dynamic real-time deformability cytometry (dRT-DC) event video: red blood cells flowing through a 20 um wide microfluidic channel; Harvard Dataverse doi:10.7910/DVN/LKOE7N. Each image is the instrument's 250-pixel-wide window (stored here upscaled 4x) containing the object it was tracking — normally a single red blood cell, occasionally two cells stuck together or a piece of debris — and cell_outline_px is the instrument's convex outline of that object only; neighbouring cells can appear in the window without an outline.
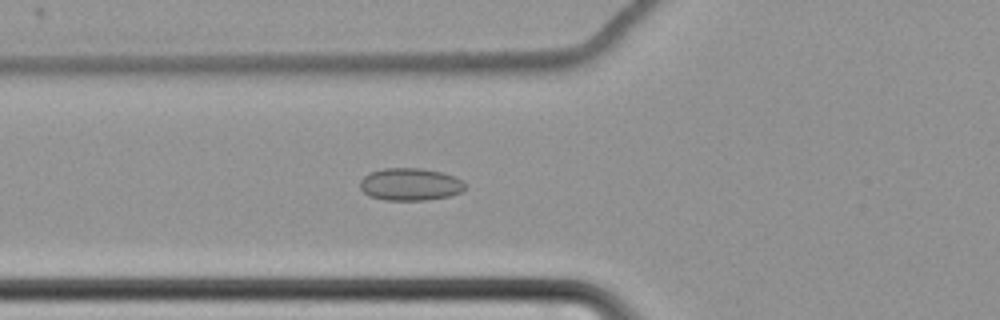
{"species": "common noctule bat (a hibernating species)", "species_latin": "Nyctalus noctula", "temperature_condition": "cold", "stored_images_in_passage": 59, "camera_frame_rate_fps": 3000, "um_per_image_px": 0.085, "animal": {"sex": "female", "body_mass_g": 22.7, "forearm_length_mm": 54.2}, "frame": {"image": 1, "passage_image": 22, "time_ms": 7.0, "image_size_px": [1000, 320], "cell_outline_px": [[468, 188], [460, 192], [448, 196], [424, 200], [384, 200], [368, 196], [360, 188], [360, 180], [368, 172], [384, 168], [424, 168], [444, 172], [468, 184]], "centroid_in_image_um": [34.86, 15.66], "position_along_channel_um": 90.9, "area_um2": 20.11}}
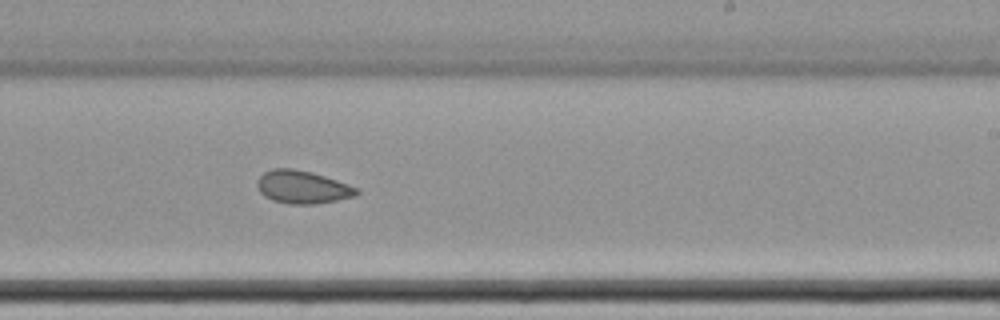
{"frame": {"image": 2, "passage_image": 37, "time_ms": 12.0, "image_size_px": [1000, 320], "cell_outline_px": [[360, 192], [356, 196], [316, 204], [288, 204], [272, 200], [264, 196], [256, 188], [256, 180], [264, 172], [272, 168], [292, 168], [312, 172], [360, 188]], "centroid_in_image_um": [25.69, 15.9], "position_along_channel_um": 263.3, "area_um2": 19.31}}
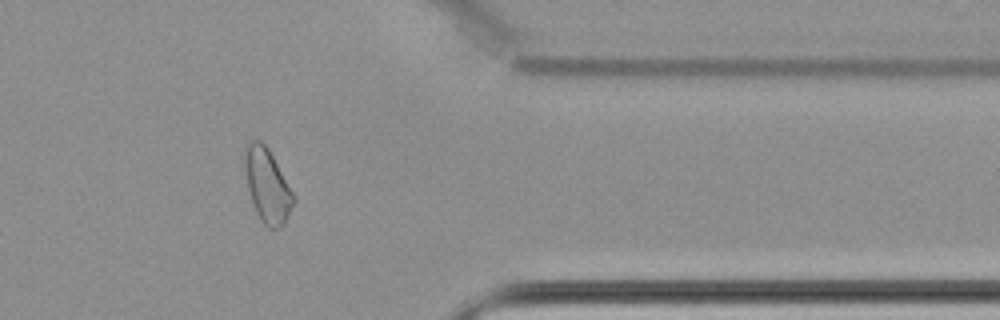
{"frame": {"image": 3, "passage_image": 49, "time_ms": 16.0, "image_size_px": [1000, 320], "cell_outline_px": [[296, 200], [284, 224], [280, 228], [268, 228], [260, 220], [256, 212], [248, 188], [244, 156], [244, 152], [248, 140], [260, 140], [268, 148], [292, 192]], "centroid_in_image_um": [22.72, 15.78], "position_along_channel_um": 388.7, "area_um2": 20.58}, "authors_computed_cell_mechanics": {"area_um2": 20.2878, "velocity_mm_per_s": 3.4529, "shape_relaxation_time_tau1_ms": null, "shape_relaxation_time_tau2_ms": 3.3638, "deformation_change_tau1": null, "deformation_change_tau2": 0.0715}}